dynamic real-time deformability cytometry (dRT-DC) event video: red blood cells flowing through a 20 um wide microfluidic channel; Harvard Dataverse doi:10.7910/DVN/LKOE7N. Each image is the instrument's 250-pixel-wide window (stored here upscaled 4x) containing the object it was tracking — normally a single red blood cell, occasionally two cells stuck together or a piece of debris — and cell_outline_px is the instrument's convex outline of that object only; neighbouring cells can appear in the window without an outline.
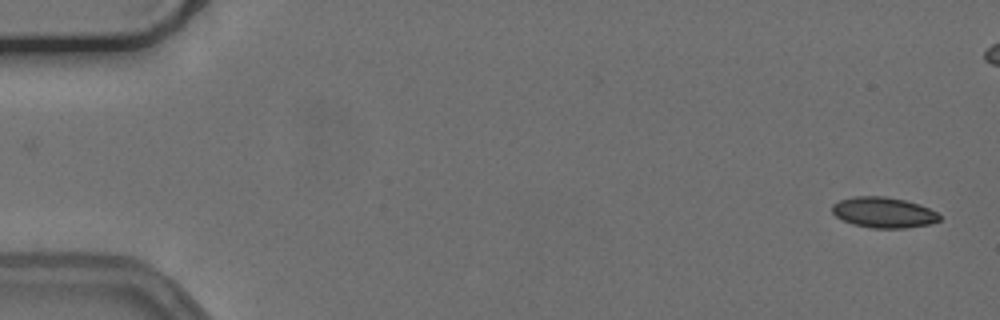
{"species": "common noctule bat (a hibernating species)", "species_latin": "Nyctalus noctula", "temperature_condition": "cold", "stored_images_in_passage": 15, "camera_frame_rate_fps": 3000, "um_per_image_px": 0.085, "animal": {"sex": "female", "body_mass_g": 24.6, "forearm_length_mm": 56.2}, "frame": {"image": 1, "passage_image": 1, "time_ms": 0.0, "image_size_px": [1000, 320], "cell_outline_px": [[940, 220], [928, 224], [904, 228], [872, 228], [852, 224], [836, 216], [832, 212], [832, 204], [840, 200], [852, 196], [884, 196], [904, 200], [920, 204], [936, 212], [940, 216]], "centroid_in_image_um": [75.08, 18.05], "position_along_channel_um": 9.9, "area_um2": 19.07}}